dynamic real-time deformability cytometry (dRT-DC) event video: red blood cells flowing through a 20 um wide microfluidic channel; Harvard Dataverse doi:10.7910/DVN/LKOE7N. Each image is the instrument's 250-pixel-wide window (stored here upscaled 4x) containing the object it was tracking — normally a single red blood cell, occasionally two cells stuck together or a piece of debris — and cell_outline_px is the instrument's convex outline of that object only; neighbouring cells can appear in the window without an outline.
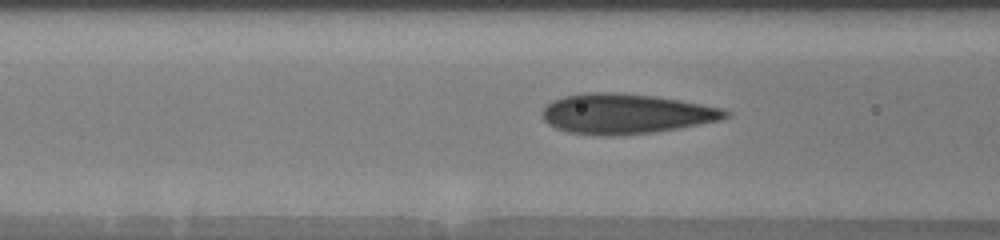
{"species": "human", "species_latin": "Homo sapiens", "temperature_condition": "warm", "stored_images_in_passage": 17, "camera_frame_rate_fps": 3000, "um_per_image_px": 0.085, "donor": {"sex": "male"}, "frame": {"image": 1, "passage_image": 7, "time_ms": 1.333, "image_size_px": [1000, 240], "cell_outline_px": [[732, 116], [720, 120], [680, 128], [656, 132], [608, 136], [600, 136], [568, 132], [556, 128], [548, 124], [544, 120], [540, 112], [552, 100], [564, 96], [584, 92], [616, 92], [656, 96], [680, 100], [724, 108], [732, 112]], "centroid_in_image_um": [53.22, 9.67], "position_along_channel_um": 113.4, "area_um2": 43.23}}
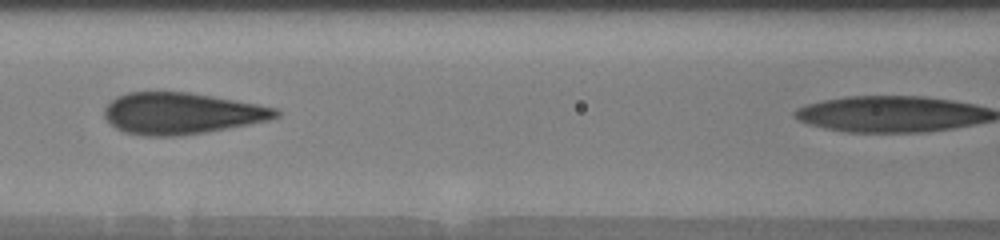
{"frame": {"image": 2, "passage_image": 11, "time_ms": 2.333, "image_size_px": [1000, 240], "cell_outline_px": [[280, 116], [268, 120], [248, 124], [204, 132], [172, 136], [144, 136], [124, 132], [116, 128], [104, 116], [104, 108], [116, 96], [128, 92], [192, 92], [256, 104], [276, 108], [280, 112]], "centroid_in_image_um": [15.4, 9.63], "position_along_channel_um": 151.2, "area_um2": 41.15}}
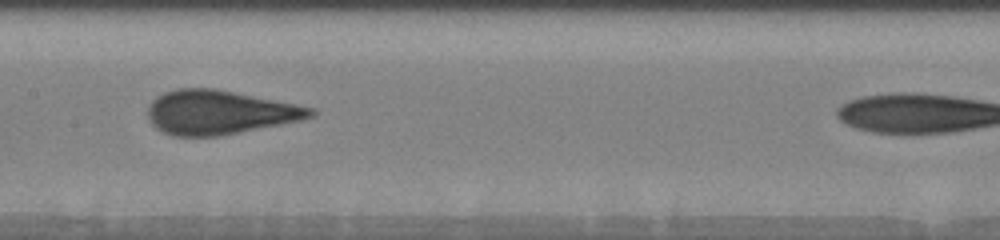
{"frame": {"image": 3, "passage_image": 16, "time_ms": 3.333, "image_size_px": [1000, 240], "cell_outline_px": [[316, 112], [312, 116], [300, 120], [220, 136], [172, 136], [156, 128], [148, 120], [148, 108], [152, 100], [156, 96], [164, 92], [176, 88], [216, 88], [316, 108]], "centroid_in_image_um": [18.62, 9.54], "position_along_channel_um": 188.8, "area_um2": 41.79}}